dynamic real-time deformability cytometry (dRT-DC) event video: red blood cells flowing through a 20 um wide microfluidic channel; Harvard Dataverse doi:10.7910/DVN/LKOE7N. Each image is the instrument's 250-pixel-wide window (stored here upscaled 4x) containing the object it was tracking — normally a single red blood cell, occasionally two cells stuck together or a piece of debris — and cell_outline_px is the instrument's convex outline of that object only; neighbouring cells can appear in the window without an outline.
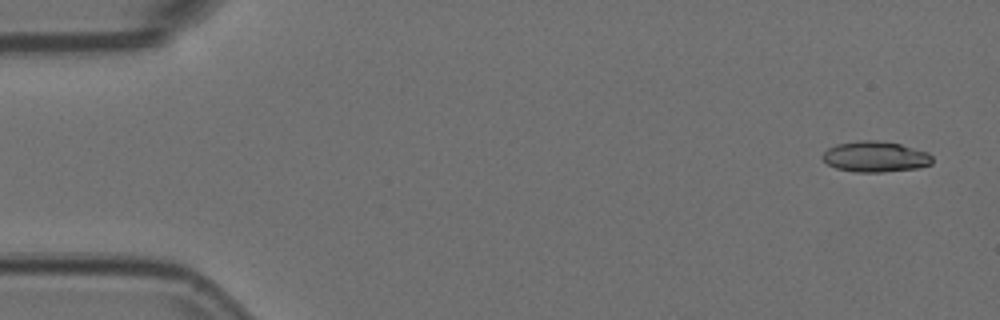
{"species": "Egyptian fruit bat (a non-hibernating species)", "species_latin": "Rousettus aegyptiacus", "temperature_condition": "room temperature", "stored_images_in_passage": 31, "camera_frame_rate_fps": 3000, "um_per_image_px": 0.085, "animal": {"sex": "female"}, "frame": {"image": 1, "passage_image": 1, "time_ms": 0.0, "image_size_px": [1000, 320], "cell_outline_px": [[932, 164], [916, 168], [880, 172], [856, 172], [836, 168], [828, 164], [820, 156], [828, 148], [836, 144], [860, 140], [876, 140], [900, 144], [928, 152], [932, 156]], "centroid_in_image_um": [74.39, 13.31], "position_along_channel_um": 10.6, "area_um2": 19.59}}
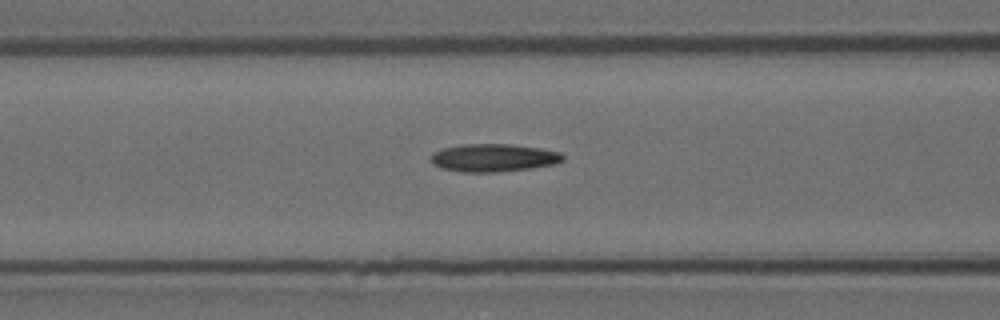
{"frame": {"image": 2, "passage_image": 20, "time_ms": 6.333, "image_size_px": [1000, 320], "cell_outline_px": [[564, 160], [552, 164], [532, 168], [500, 172], [464, 172], [440, 168], [432, 164], [432, 156], [436, 152], [444, 148], [464, 144], [508, 144], [540, 148], [560, 152], [564, 156]], "centroid_in_image_um": [41.97, 13.42], "position_along_channel_um": 124.6, "area_um2": 21.27}}
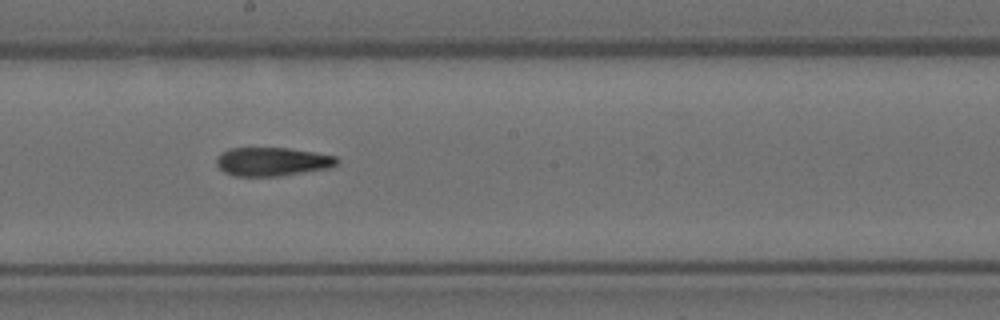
{"frame": {"image": 3, "passage_image": 28, "time_ms": 9.0, "image_size_px": [1000, 320], "cell_outline_px": [[340, 160], [336, 164], [328, 168], [280, 176], [232, 176], [224, 172], [216, 164], [216, 156], [220, 152], [228, 148], [288, 148], [336, 156]], "centroid_in_image_um": [23.09, 13.74], "position_along_channel_um": 225.1, "area_um2": 20.17}}